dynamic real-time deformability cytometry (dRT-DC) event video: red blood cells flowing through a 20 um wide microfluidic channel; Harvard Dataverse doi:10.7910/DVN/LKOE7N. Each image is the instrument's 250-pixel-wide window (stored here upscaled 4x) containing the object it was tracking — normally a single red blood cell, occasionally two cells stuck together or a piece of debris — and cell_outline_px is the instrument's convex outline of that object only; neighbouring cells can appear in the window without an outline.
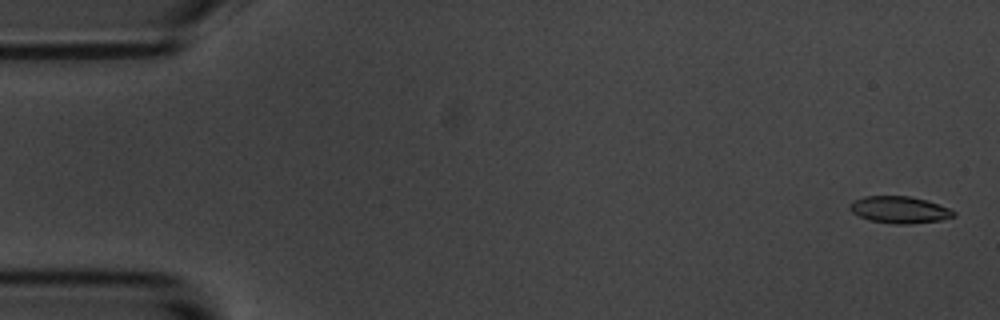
{"species": "common noctule bat (a hibernating species)", "species_latin": "Nyctalus noctula", "temperature_condition": "room temperature", "stored_images_in_passage": 14, "camera_frame_rate_fps": 3000, "um_per_image_px": 0.085, "animal": {"sex": "male", "body_mass_g": 20.1, "forearm_length_mm": 53.5}, "frame": {"image": 1, "passage_image": 2, "time_ms": 0.333, "image_size_px": [1000, 320], "cell_outline_px": [[956, 216], [940, 220], [908, 224], [896, 224], [868, 220], [852, 212], [848, 208], [848, 204], [852, 200], [864, 196], [908, 196], [924, 200], [948, 208], [956, 212]], "centroid_in_image_um": [76.4, 17.83], "position_along_channel_um": 8.6, "area_um2": 16.18}}